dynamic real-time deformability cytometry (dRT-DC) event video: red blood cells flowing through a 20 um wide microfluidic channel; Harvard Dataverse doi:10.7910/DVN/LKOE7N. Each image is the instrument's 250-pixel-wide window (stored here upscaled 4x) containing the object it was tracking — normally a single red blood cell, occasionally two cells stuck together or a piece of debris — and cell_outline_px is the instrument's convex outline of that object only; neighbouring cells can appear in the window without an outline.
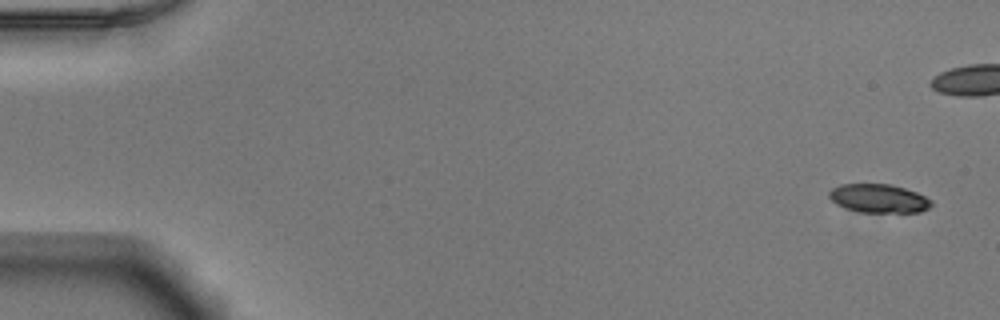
{"species": "Egyptian fruit bat (a non-hibernating species)", "species_latin": "Rousettus aegyptiacus", "temperature_condition": "warm", "stored_images_in_passage": 52, "camera_frame_rate_fps": 3000, "um_per_image_px": 0.085, "animal": {"sex": "male"}, "frame": {"image": 1, "passage_image": 1, "time_ms": 0.0, "image_size_px": [1000, 320], "cell_outline_px": [[932, 204], [928, 208], [920, 212], [856, 212], [836, 204], [828, 196], [828, 192], [832, 188], [840, 184], [892, 184], [916, 192], [932, 200]], "centroid_in_image_um": [74.67, 16.86], "position_along_channel_um": 10.3, "area_um2": 17.11}}
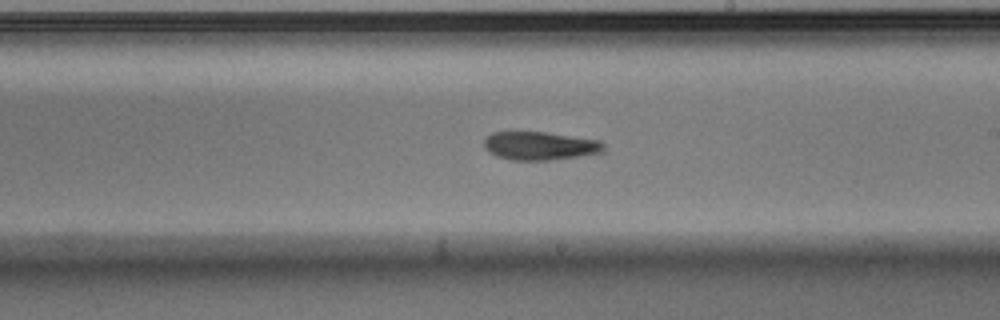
{"frame": {"image": 2, "passage_image": 30, "time_ms": 9.667, "image_size_px": [1000, 320], "cell_outline_px": [[604, 152], [580, 156], [548, 160], [512, 160], [496, 156], [488, 152], [484, 148], [484, 140], [492, 132], [544, 132], [600, 140], [604, 144]], "centroid_in_image_um": [45.89, 12.4], "position_along_channel_um": 243.1, "area_um2": 19.77}}
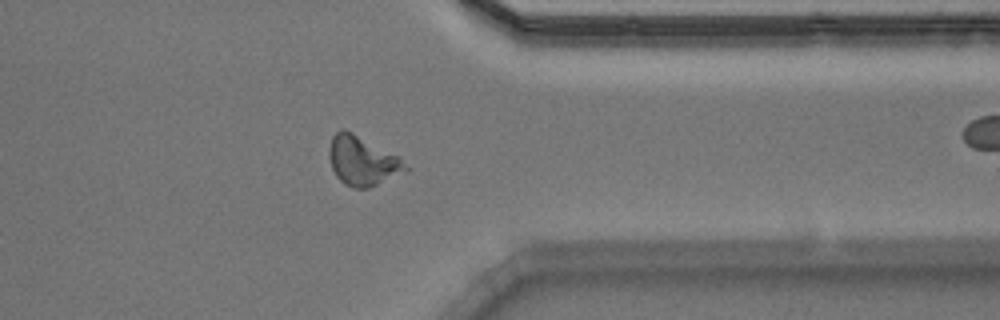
{"frame": {"image": 3, "passage_image": 41, "time_ms": 13.333, "image_size_px": [1000, 320], "cell_outline_px": [[412, 168], [408, 172], [368, 188], [352, 188], [344, 184], [336, 176], [332, 168], [328, 156], [328, 148], [332, 136], [336, 132], [344, 128], [400, 156]], "centroid_in_image_um": [30.85, 13.68], "position_along_channel_um": 380.6, "area_um2": 22.48}, "authors_computed_cell_mechanics": {"area_um2": 19.9121, "velocity_mm_per_s": 3.8952, "shape_relaxation_time_tau1_ms": 1.9348, "shape_relaxation_time_tau2_ms": null, "deformation_change_tau1": 0.0792, "deformation_change_tau2": null}}